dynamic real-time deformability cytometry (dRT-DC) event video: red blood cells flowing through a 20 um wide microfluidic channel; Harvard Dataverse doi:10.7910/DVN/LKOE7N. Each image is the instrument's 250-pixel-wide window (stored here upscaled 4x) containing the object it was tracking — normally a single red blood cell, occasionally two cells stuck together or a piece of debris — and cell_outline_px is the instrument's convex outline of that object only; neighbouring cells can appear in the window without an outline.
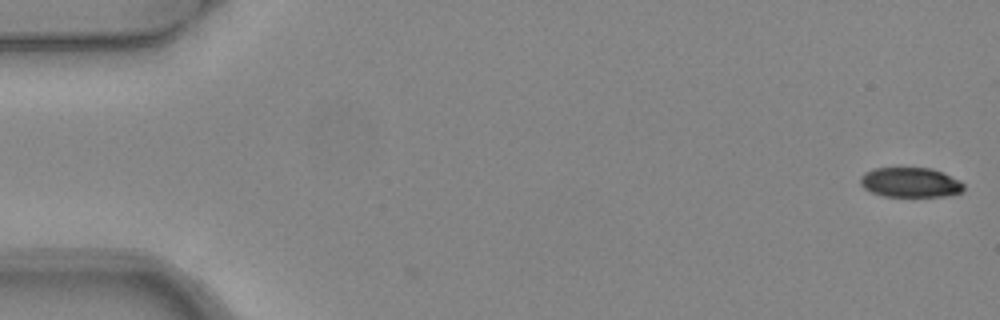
{"species": "common noctule bat (a hibernating species)", "species_latin": "Nyctalus noctula", "temperature_condition": "warm", "stored_images_in_passage": 2, "camera_frame_rate_fps": 3000, "um_per_image_px": 0.085, "animal": {"sex": "female", "body_mass_g": 24.6, "forearm_length_mm": 56.2}, "frame": {"image": 1, "passage_image": 1, "time_ms": 0.0, "image_size_px": [1000, 320], "cell_outline_px": [[964, 192], [948, 196], [884, 196], [872, 192], [864, 188], [860, 184], [860, 176], [864, 172], [872, 168], [932, 168], [960, 180], [964, 184]], "centroid_in_image_um": [77.39, 15.5], "position_along_channel_um": 7.6, "area_um2": 18.09}}